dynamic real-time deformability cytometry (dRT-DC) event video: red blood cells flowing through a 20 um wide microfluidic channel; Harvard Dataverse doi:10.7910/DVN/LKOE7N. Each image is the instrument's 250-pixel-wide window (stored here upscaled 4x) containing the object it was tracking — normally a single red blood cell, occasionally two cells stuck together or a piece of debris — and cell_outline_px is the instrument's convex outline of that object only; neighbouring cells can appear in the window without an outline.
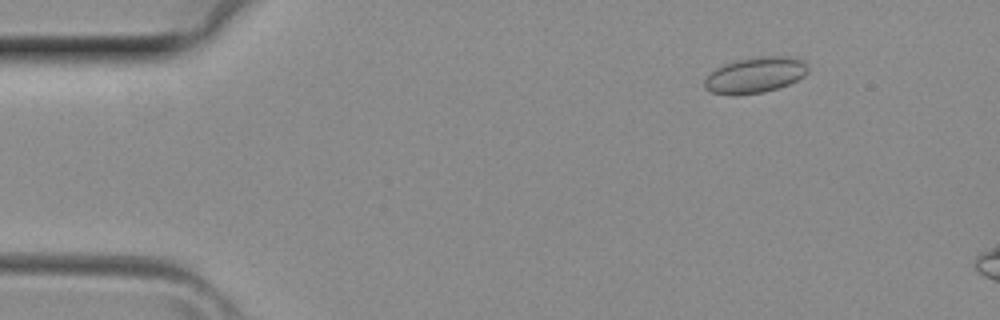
{"species": "common noctule bat (a hibernating species)", "species_latin": "Nyctalus noctula", "temperature_condition": "room temperature", "stored_images_in_passage": 7, "camera_frame_rate_fps": 3000, "um_per_image_px": 0.085, "animal": {"sex": "female", "body_mass_g": 29.2, "forearm_length_mm": 56.3}, "frame": {"image": 1, "passage_image": 3, "time_ms": 0.667, "image_size_px": [1000, 320], "cell_outline_px": [[808, 72], [804, 76], [780, 88], [764, 92], [736, 96], [732, 96], [712, 92], [704, 88], [704, 80], [716, 68], [724, 64], [740, 60], [764, 56], [796, 56], [808, 68]], "centroid_in_image_um": [64.19, 6.4], "position_along_channel_um": 20.8, "area_um2": 21.56}}